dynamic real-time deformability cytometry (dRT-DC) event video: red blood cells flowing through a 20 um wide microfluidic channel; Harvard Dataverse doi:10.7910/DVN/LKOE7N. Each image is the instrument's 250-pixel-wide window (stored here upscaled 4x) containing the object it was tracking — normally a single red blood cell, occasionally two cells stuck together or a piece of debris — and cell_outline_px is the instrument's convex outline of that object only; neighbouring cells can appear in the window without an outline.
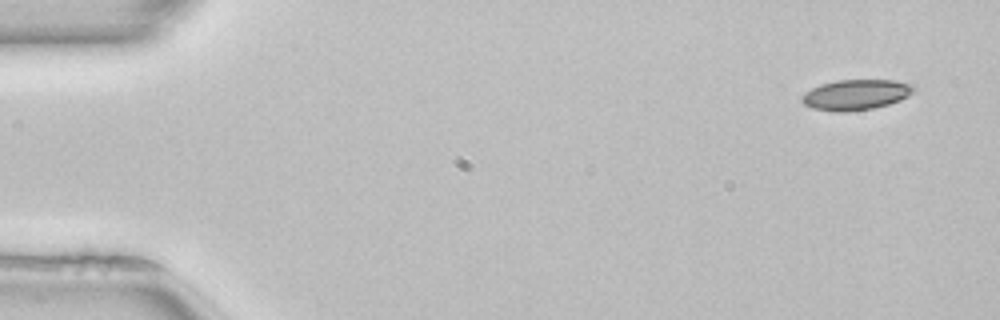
{"species": "common noctule bat (a hibernating species)", "species_latin": "Nyctalus noctula", "temperature_condition": "room temperature", "stored_images_in_passage": 49, "camera_frame_rate_fps": 3000, "um_per_image_px": 0.085, "animal": {"sex": "female", "body_mass_g": 22.7, "forearm_length_mm": 54.2}, "frame": {"image": 1, "passage_image": 1, "time_ms": 0.0, "image_size_px": [1000, 320], "cell_outline_px": [[916, 88], [908, 96], [900, 100], [888, 104], [872, 108], [844, 112], [836, 112], [812, 108], [804, 104], [800, 100], [800, 96], [804, 92], [820, 84], [836, 80], [896, 80], [916, 84]], "centroid_in_image_um": [72.75, 8.04], "position_along_channel_um": 12.3, "area_um2": 20.06}}
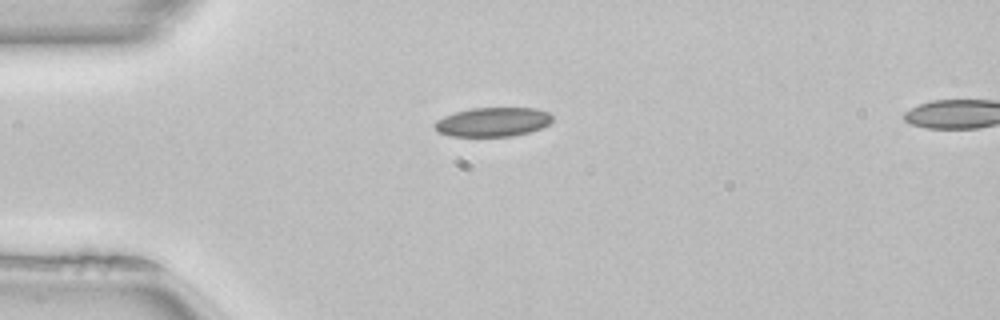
{"frame": {"image": 2, "passage_image": 11, "time_ms": 3.333, "image_size_px": [1000, 320], "cell_outline_px": [[552, 120], [548, 124], [540, 128], [528, 132], [512, 136], [448, 136], [440, 132], [432, 124], [436, 120], [444, 116], [456, 112], [472, 108], [536, 108], [548, 112], [552, 116]], "centroid_in_image_um": [41.87, 10.36], "position_along_channel_um": 43.1, "area_um2": 19.88}}
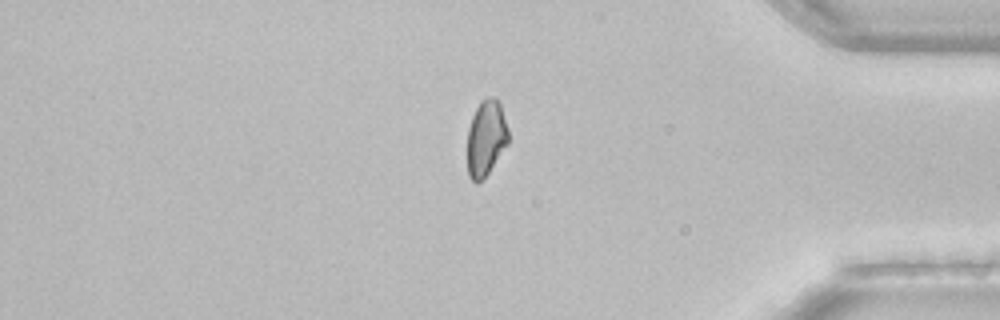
{"frame": {"image": 3, "passage_image": 41, "time_ms": 13.333, "image_size_px": [1000, 320], "cell_outline_px": [[508, 144], [488, 172], [476, 184], [468, 176], [468, 128], [472, 116], [480, 100], [484, 96], [492, 96], [500, 104], [508, 128]], "centroid_in_image_um": [41.31, 11.7], "position_along_channel_um": 393.9, "area_um2": 18.03}, "authors_computed_cell_mechanics": {"area_um2": 19.5942, "velocity_mm_per_s": 4.0174, "shape_relaxation_time_tau1_ms": 11.2223, "shape_relaxation_time_tau2_ms": null, "deformation_change_tau1": 0.1447, "deformation_change_tau2": null}}